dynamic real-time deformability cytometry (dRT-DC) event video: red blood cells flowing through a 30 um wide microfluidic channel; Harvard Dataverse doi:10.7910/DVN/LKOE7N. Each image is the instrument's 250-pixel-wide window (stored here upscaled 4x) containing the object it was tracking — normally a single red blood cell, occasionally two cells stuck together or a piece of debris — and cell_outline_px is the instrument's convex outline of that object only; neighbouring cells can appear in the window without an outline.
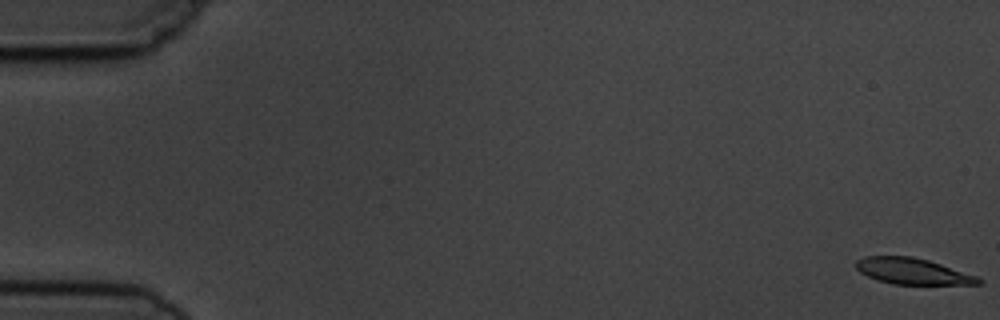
{"species": "common noctule bat (a hibernating species)", "species_latin": "Nyctalus noctula", "temperature_condition": "cold", "stored_images_in_passage": 6, "camera_frame_rate_fps": 3000, "um_per_image_px": 0.085, "animal": {"sex": "male", "body_mass_g": 19.5, "forearm_length_mm": 54.6}, "frame": {"image": 1, "passage_image": 1, "time_ms": 0.0, "image_size_px": [1000, 320], "cell_outline_px": [[984, 280], [980, 284], [892, 284], [876, 280], [860, 272], [856, 268], [856, 260], [864, 256], [912, 256], [928, 260], [976, 276]], "centroid_in_image_um": [77.53, 23.05], "position_along_channel_um": 7.5, "area_um2": 18.5}}
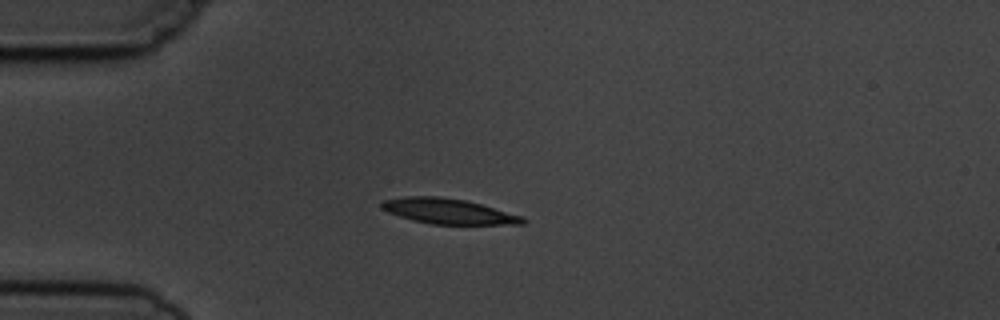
{"frame": {"image": 2, "passage_image": 5, "time_ms": 4.667, "image_size_px": [1000, 320], "cell_outline_px": [[528, 220], [524, 224], [432, 224], [412, 220], [388, 212], [380, 208], [380, 204], [384, 200], [404, 196], [440, 196], [464, 200], [480, 204], [524, 216]], "centroid_in_image_um": [38.12, 17.95], "position_along_channel_um": 46.9, "area_um2": 20.81}}
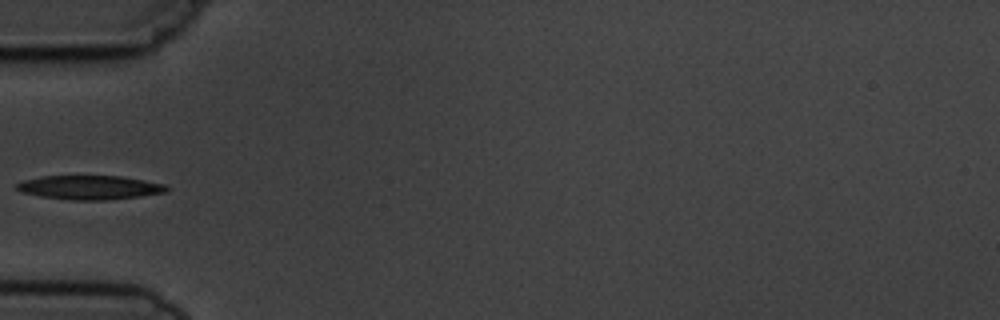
{"frame": {"image": 3, "passage_image": 6, "time_ms": 6.0, "image_size_px": [1000, 320], "cell_outline_px": [[168, 192], [140, 196], [108, 200], [68, 200], [40, 196], [20, 192], [16, 188], [16, 184], [24, 180], [40, 176], [120, 176], [168, 184]], "centroid_in_image_um": [7.64, 15.93], "position_along_channel_um": 77.4, "area_um2": 21.15}}